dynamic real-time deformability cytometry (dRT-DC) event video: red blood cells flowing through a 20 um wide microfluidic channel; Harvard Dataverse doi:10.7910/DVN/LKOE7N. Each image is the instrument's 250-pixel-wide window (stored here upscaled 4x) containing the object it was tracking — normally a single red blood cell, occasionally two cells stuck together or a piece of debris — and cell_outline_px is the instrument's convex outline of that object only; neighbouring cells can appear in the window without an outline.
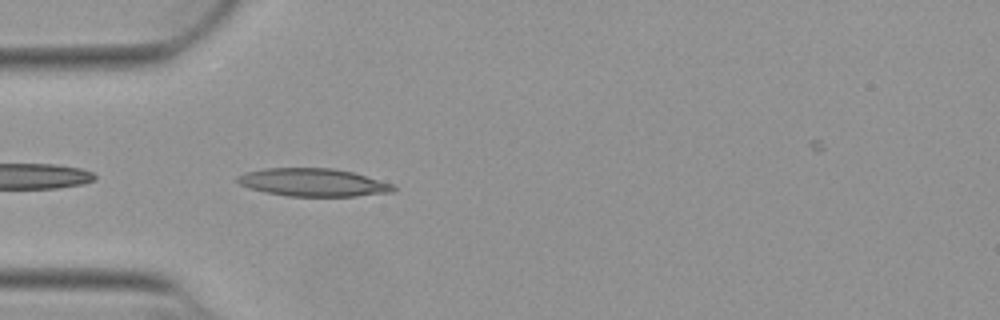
{"species": "Egyptian fruit bat (a non-hibernating species)", "species_latin": "Rousettus aegyptiacus", "temperature_condition": "warm", "stored_images_in_passage": 10, "camera_frame_rate_fps": 3000, "um_per_image_px": 0.085, "animal": {"sex": "female"}, "frame": {"image": 1, "passage_image": 2, "time_ms": 0.333, "image_size_px": [1000, 320], "cell_outline_px": [[396, 188], [392, 192], [356, 196], [288, 196], [268, 192], [252, 188], [240, 184], [236, 180], [236, 176], [244, 172], [264, 168], [332, 168], [352, 172], [396, 184]], "centroid_in_image_um": [26.64, 15.5], "position_along_channel_um": 58.4, "area_um2": 25.32}}
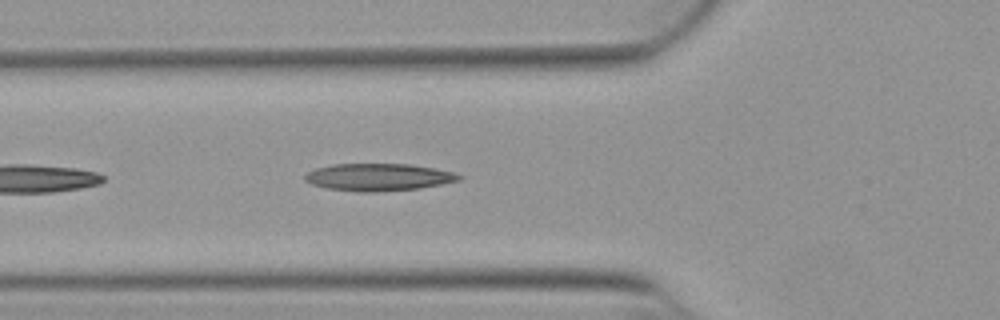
{"frame": {"image": 2, "passage_image": 5, "time_ms": 1.333, "image_size_px": [1000, 320], "cell_outline_px": [[464, 176], [460, 180], [420, 188], [372, 192], [360, 192], [328, 188], [312, 184], [304, 180], [304, 176], [308, 172], [316, 168], [332, 164], [412, 164], [452, 172]], "centroid_in_image_um": [32.16, 15.05], "position_along_channel_um": 93.6, "area_um2": 24.33}}